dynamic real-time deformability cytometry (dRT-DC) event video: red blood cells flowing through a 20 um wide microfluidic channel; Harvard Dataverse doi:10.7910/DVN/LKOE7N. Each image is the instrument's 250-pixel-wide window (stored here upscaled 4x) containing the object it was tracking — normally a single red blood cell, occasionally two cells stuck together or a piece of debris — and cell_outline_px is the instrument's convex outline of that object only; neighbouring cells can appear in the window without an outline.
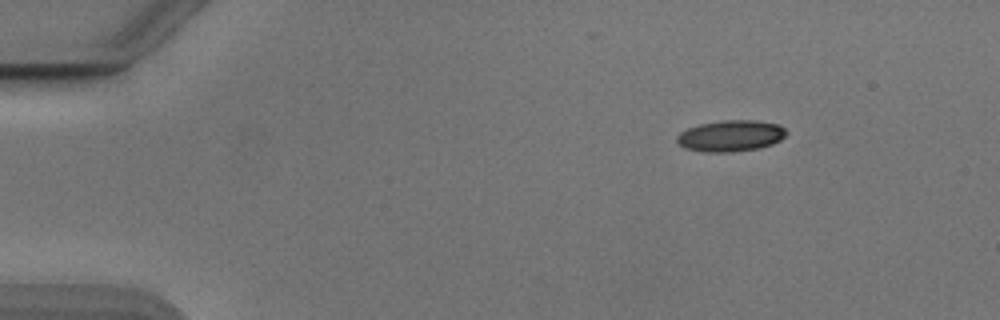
{"species": "Egyptian fruit bat (a non-hibernating species)", "species_latin": "Rousettus aegyptiacus", "temperature_condition": "cold", "stored_images_in_passage": 30, "camera_frame_rate_fps": 3000, "um_per_image_px": 0.085, "animal": {"sex": "male"}, "frame": {"image": 1, "passage_image": 1, "time_ms": 0.0, "image_size_px": [1000, 320], "cell_outline_px": [[788, 132], [780, 140], [772, 144], [760, 148], [732, 152], [704, 152], [684, 148], [676, 140], [676, 136], [680, 132], [688, 128], [700, 124], [724, 120], [756, 120], [780, 124]], "centroid_in_image_um": [62.12, 11.54], "position_along_channel_um": 22.9, "area_um2": 20.06}}
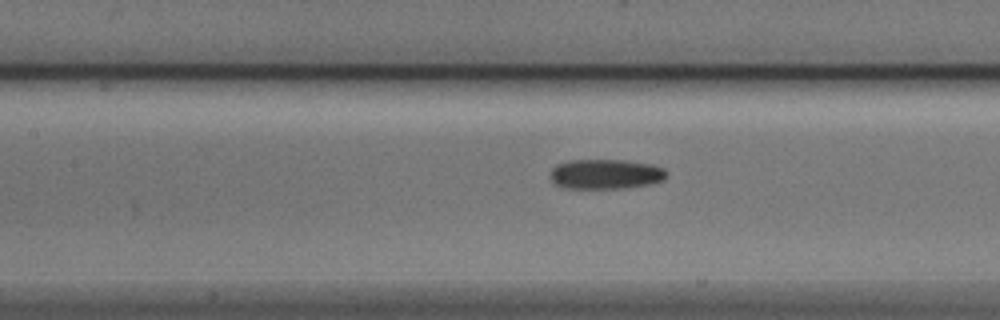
{"frame": {"image": 2, "passage_image": 18, "time_ms": 5.667, "image_size_px": [1000, 320], "cell_outline_px": [[668, 176], [664, 180], [652, 184], [624, 188], [564, 188], [556, 184], [548, 176], [552, 168], [556, 164], [568, 160], [628, 160], [652, 164], [664, 168], [668, 172]], "centroid_in_image_um": [51.5, 14.79], "position_along_channel_um": 155.9, "area_um2": 20.63}}
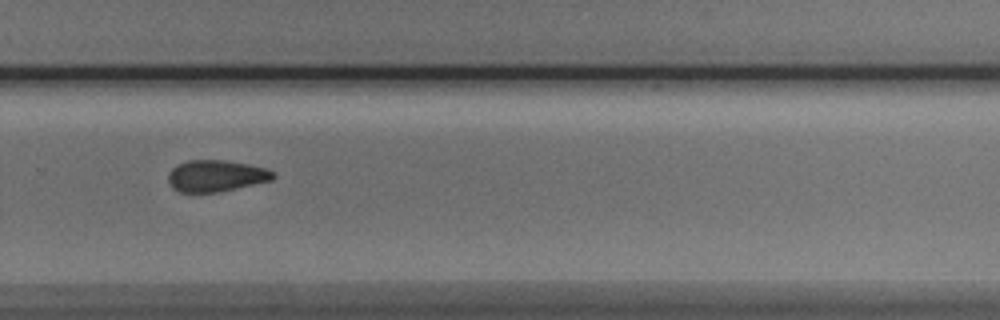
{"frame": {"image": 3, "passage_image": 30, "time_ms": 9.667, "image_size_px": [1000, 320], "cell_outline_px": [[276, 176], [272, 180], [216, 192], [180, 192], [172, 188], [168, 180], [168, 172], [176, 164], [188, 160], [224, 160], [264, 168], [272, 172]], "centroid_in_image_um": [18.29, 14.94], "position_along_channel_um": 311.5, "area_um2": 19.02}}